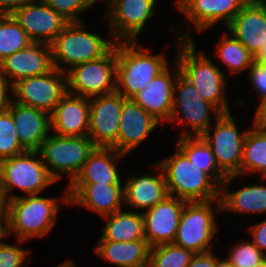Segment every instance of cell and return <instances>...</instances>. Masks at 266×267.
<instances>
[{
    "mask_svg": "<svg viewBox=\"0 0 266 267\" xmlns=\"http://www.w3.org/2000/svg\"><path fill=\"white\" fill-rule=\"evenodd\" d=\"M146 1H149V2H151L154 6L156 5V3H157V0H146Z\"/></svg>",
    "mask_w": 266,
    "mask_h": 267,
    "instance_id": "cell-50",
    "label": "cell"
},
{
    "mask_svg": "<svg viewBox=\"0 0 266 267\" xmlns=\"http://www.w3.org/2000/svg\"><path fill=\"white\" fill-rule=\"evenodd\" d=\"M157 163L163 170L168 195L186 202L220 199V186L206 172L193 165L177 146L173 155Z\"/></svg>",
    "mask_w": 266,
    "mask_h": 267,
    "instance_id": "cell-5",
    "label": "cell"
},
{
    "mask_svg": "<svg viewBox=\"0 0 266 267\" xmlns=\"http://www.w3.org/2000/svg\"><path fill=\"white\" fill-rule=\"evenodd\" d=\"M57 267H77V265L73 263L72 261L67 260L63 262L62 264L58 265Z\"/></svg>",
    "mask_w": 266,
    "mask_h": 267,
    "instance_id": "cell-48",
    "label": "cell"
},
{
    "mask_svg": "<svg viewBox=\"0 0 266 267\" xmlns=\"http://www.w3.org/2000/svg\"><path fill=\"white\" fill-rule=\"evenodd\" d=\"M96 254L117 267H148L150 246L146 239L128 242L99 240Z\"/></svg>",
    "mask_w": 266,
    "mask_h": 267,
    "instance_id": "cell-28",
    "label": "cell"
},
{
    "mask_svg": "<svg viewBox=\"0 0 266 267\" xmlns=\"http://www.w3.org/2000/svg\"><path fill=\"white\" fill-rule=\"evenodd\" d=\"M60 199L39 194L20 195L8 201L7 221L1 232L4 236L15 234L16 240L45 237L56 224L59 201L69 204L68 189ZM59 200V201H58Z\"/></svg>",
    "mask_w": 266,
    "mask_h": 267,
    "instance_id": "cell-1",
    "label": "cell"
},
{
    "mask_svg": "<svg viewBox=\"0 0 266 267\" xmlns=\"http://www.w3.org/2000/svg\"><path fill=\"white\" fill-rule=\"evenodd\" d=\"M7 110L14 119L20 145L26 151H38L51 133L50 114L13 100Z\"/></svg>",
    "mask_w": 266,
    "mask_h": 267,
    "instance_id": "cell-25",
    "label": "cell"
},
{
    "mask_svg": "<svg viewBox=\"0 0 266 267\" xmlns=\"http://www.w3.org/2000/svg\"><path fill=\"white\" fill-rule=\"evenodd\" d=\"M89 111V98L67 93L50 114L52 133L59 136H88Z\"/></svg>",
    "mask_w": 266,
    "mask_h": 267,
    "instance_id": "cell-23",
    "label": "cell"
},
{
    "mask_svg": "<svg viewBox=\"0 0 266 267\" xmlns=\"http://www.w3.org/2000/svg\"><path fill=\"white\" fill-rule=\"evenodd\" d=\"M177 40V61L180 73L199 91L200 96L215 106L221 113H230L225 73L207 57L205 52H196V39ZM214 62V63H213Z\"/></svg>",
    "mask_w": 266,
    "mask_h": 267,
    "instance_id": "cell-2",
    "label": "cell"
},
{
    "mask_svg": "<svg viewBox=\"0 0 266 267\" xmlns=\"http://www.w3.org/2000/svg\"><path fill=\"white\" fill-rule=\"evenodd\" d=\"M56 182L38 151H25L0 161V185L8 201L19 196L11 193L15 188L24 195L40 194Z\"/></svg>",
    "mask_w": 266,
    "mask_h": 267,
    "instance_id": "cell-6",
    "label": "cell"
},
{
    "mask_svg": "<svg viewBox=\"0 0 266 267\" xmlns=\"http://www.w3.org/2000/svg\"><path fill=\"white\" fill-rule=\"evenodd\" d=\"M243 241L236 243L226 258L234 267H254L266 259L251 240Z\"/></svg>",
    "mask_w": 266,
    "mask_h": 267,
    "instance_id": "cell-36",
    "label": "cell"
},
{
    "mask_svg": "<svg viewBox=\"0 0 266 267\" xmlns=\"http://www.w3.org/2000/svg\"><path fill=\"white\" fill-rule=\"evenodd\" d=\"M226 29L254 55L266 42V3L249 0Z\"/></svg>",
    "mask_w": 266,
    "mask_h": 267,
    "instance_id": "cell-21",
    "label": "cell"
},
{
    "mask_svg": "<svg viewBox=\"0 0 266 267\" xmlns=\"http://www.w3.org/2000/svg\"><path fill=\"white\" fill-rule=\"evenodd\" d=\"M215 211L221 212L220 199L205 202H187L180 216L173 244L196 253L211 251V242L218 234Z\"/></svg>",
    "mask_w": 266,
    "mask_h": 267,
    "instance_id": "cell-8",
    "label": "cell"
},
{
    "mask_svg": "<svg viewBox=\"0 0 266 267\" xmlns=\"http://www.w3.org/2000/svg\"><path fill=\"white\" fill-rule=\"evenodd\" d=\"M212 113L219 116L221 112L200 96L195 86L188 81L181 73H179L173 96L172 113L169 122L174 126L187 124L188 131L180 133L182 137H199L211 126Z\"/></svg>",
    "mask_w": 266,
    "mask_h": 267,
    "instance_id": "cell-9",
    "label": "cell"
},
{
    "mask_svg": "<svg viewBox=\"0 0 266 267\" xmlns=\"http://www.w3.org/2000/svg\"><path fill=\"white\" fill-rule=\"evenodd\" d=\"M253 118V125L266 126V97L259 101Z\"/></svg>",
    "mask_w": 266,
    "mask_h": 267,
    "instance_id": "cell-44",
    "label": "cell"
},
{
    "mask_svg": "<svg viewBox=\"0 0 266 267\" xmlns=\"http://www.w3.org/2000/svg\"><path fill=\"white\" fill-rule=\"evenodd\" d=\"M164 53L151 54V50L137 41L117 42L116 91L131 99L170 64Z\"/></svg>",
    "mask_w": 266,
    "mask_h": 267,
    "instance_id": "cell-3",
    "label": "cell"
},
{
    "mask_svg": "<svg viewBox=\"0 0 266 267\" xmlns=\"http://www.w3.org/2000/svg\"><path fill=\"white\" fill-rule=\"evenodd\" d=\"M125 100L117 91L89 99L88 137L97 147H112L117 151L119 120Z\"/></svg>",
    "mask_w": 266,
    "mask_h": 267,
    "instance_id": "cell-15",
    "label": "cell"
},
{
    "mask_svg": "<svg viewBox=\"0 0 266 267\" xmlns=\"http://www.w3.org/2000/svg\"><path fill=\"white\" fill-rule=\"evenodd\" d=\"M215 119L214 132L211 125L201 137L211 148L218 169L226 177L240 176L243 144L247 131L239 132L231 112L221 113Z\"/></svg>",
    "mask_w": 266,
    "mask_h": 267,
    "instance_id": "cell-11",
    "label": "cell"
},
{
    "mask_svg": "<svg viewBox=\"0 0 266 267\" xmlns=\"http://www.w3.org/2000/svg\"><path fill=\"white\" fill-rule=\"evenodd\" d=\"M4 234L0 233V267H27L29 250L21 248L25 241L17 240L16 245L4 242ZM27 262V263H26ZM25 263V264H24Z\"/></svg>",
    "mask_w": 266,
    "mask_h": 267,
    "instance_id": "cell-38",
    "label": "cell"
},
{
    "mask_svg": "<svg viewBox=\"0 0 266 267\" xmlns=\"http://www.w3.org/2000/svg\"><path fill=\"white\" fill-rule=\"evenodd\" d=\"M238 175L227 176L220 185L221 213H266V184H251L237 190L229 189Z\"/></svg>",
    "mask_w": 266,
    "mask_h": 267,
    "instance_id": "cell-26",
    "label": "cell"
},
{
    "mask_svg": "<svg viewBox=\"0 0 266 267\" xmlns=\"http://www.w3.org/2000/svg\"><path fill=\"white\" fill-rule=\"evenodd\" d=\"M119 124L117 151L128 154L148 138L160 122L132 99H126L121 109Z\"/></svg>",
    "mask_w": 266,
    "mask_h": 267,
    "instance_id": "cell-22",
    "label": "cell"
},
{
    "mask_svg": "<svg viewBox=\"0 0 266 267\" xmlns=\"http://www.w3.org/2000/svg\"><path fill=\"white\" fill-rule=\"evenodd\" d=\"M187 202L168 195L146 211L144 218L145 239L150 247L173 243L180 216Z\"/></svg>",
    "mask_w": 266,
    "mask_h": 267,
    "instance_id": "cell-18",
    "label": "cell"
},
{
    "mask_svg": "<svg viewBox=\"0 0 266 267\" xmlns=\"http://www.w3.org/2000/svg\"><path fill=\"white\" fill-rule=\"evenodd\" d=\"M251 241L266 256V219L250 226Z\"/></svg>",
    "mask_w": 266,
    "mask_h": 267,
    "instance_id": "cell-40",
    "label": "cell"
},
{
    "mask_svg": "<svg viewBox=\"0 0 266 267\" xmlns=\"http://www.w3.org/2000/svg\"><path fill=\"white\" fill-rule=\"evenodd\" d=\"M213 251L194 254L186 267H217V254Z\"/></svg>",
    "mask_w": 266,
    "mask_h": 267,
    "instance_id": "cell-41",
    "label": "cell"
},
{
    "mask_svg": "<svg viewBox=\"0 0 266 267\" xmlns=\"http://www.w3.org/2000/svg\"><path fill=\"white\" fill-rule=\"evenodd\" d=\"M257 173L266 175V126L252 125L243 144L240 176Z\"/></svg>",
    "mask_w": 266,
    "mask_h": 267,
    "instance_id": "cell-30",
    "label": "cell"
},
{
    "mask_svg": "<svg viewBox=\"0 0 266 267\" xmlns=\"http://www.w3.org/2000/svg\"><path fill=\"white\" fill-rule=\"evenodd\" d=\"M249 0H176L174 3L179 12L185 16L184 34L178 33L177 29L171 27V32L176 33L175 38L181 40H193L190 37V28L195 27L198 32L204 33L207 29L215 26L220 21L227 26L240 12ZM190 22V23H189ZM189 25H192L189 27Z\"/></svg>",
    "mask_w": 266,
    "mask_h": 267,
    "instance_id": "cell-13",
    "label": "cell"
},
{
    "mask_svg": "<svg viewBox=\"0 0 266 267\" xmlns=\"http://www.w3.org/2000/svg\"><path fill=\"white\" fill-rule=\"evenodd\" d=\"M125 156L112 147H96L71 183H123L117 163Z\"/></svg>",
    "mask_w": 266,
    "mask_h": 267,
    "instance_id": "cell-27",
    "label": "cell"
},
{
    "mask_svg": "<svg viewBox=\"0 0 266 267\" xmlns=\"http://www.w3.org/2000/svg\"><path fill=\"white\" fill-rule=\"evenodd\" d=\"M57 13L63 15L70 22H80V14L90 9L100 0H43ZM80 17V18H79Z\"/></svg>",
    "mask_w": 266,
    "mask_h": 267,
    "instance_id": "cell-37",
    "label": "cell"
},
{
    "mask_svg": "<svg viewBox=\"0 0 266 267\" xmlns=\"http://www.w3.org/2000/svg\"><path fill=\"white\" fill-rule=\"evenodd\" d=\"M247 71H249L251 87L259 95V99H263L266 97V63L261 64L254 61Z\"/></svg>",
    "mask_w": 266,
    "mask_h": 267,
    "instance_id": "cell-39",
    "label": "cell"
},
{
    "mask_svg": "<svg viewBox=\"0 0 266 267\" xmlns=\"http://www.w3.org/2000/svg\"><path fill=\"white\" fill-rule=\"evenodd\" d=\"M53 68L51 47L46 43L32 42L0 62V71L12 85L24 78L47 74Z\"/></svg>",
    "mask_w": 266,
    "mask_h": 267,
    "instance_id": "cell-20",
    "label": "cell"
},
{
    "mask_svg": "<svg viewBox=\"0 0 266 267\" xmlns=\"http://www.w3.org/2000/svg\"><path fill=\"white\" fill-rule=\"evenodd\" d=\"M216 54V57H219V60L232 74L247 71L254 62L253 55L231 34H225L220 38L219 43H217Z\"/></svg>",
    "mask_w": 266,
    "mask_h": 267,
    "instance_id": "cell-32",
    "label": "cell"
},
{
    "mask_svg": "<svg viewBox=\"0 0 266 267\" xmlns=\"http://www.w3.org/2000/svg\"><path fill=\"white\" fill-rule=\"evenodd\" d=\"M109 35L116 42L138 41L147 21L156 15V9L146 0H105Z\"/></svg>",
    "mask_w": 266,
    "mask_h": 267,
    "instance_id": "cell-14",
    "label": "cell"
},
{
    "mask_svg": "<svg viewBox=\"0 0 266 267\" xmlns=\"http://www.w3.org/2000/svg\"><path fill=\"white\" fill-rule=\"evenodd\" d=\"M106 226L99 240L128 242L145 239L144 218L142 212L123 211L122 209L103 217Z\"/></svg>",
    "mask_w": 266,
    "mask_h": 267,
    "instance_id": "cell-29",
    "label": "cell"
},
{
    "mask_svg": "<svg viewBox=\"0 0 266 267\" xmlns=\"http://www.w3.org/2000/svg\"><path fill=\"white\" fill-rule=\"evenodd\" d=\"M217 267H234L226 258H218L217 256Z\"/></svg>",
    "mask_w": 266,
    "mask_h": 267,
    "instance_id": "cell-47",
    "label": "cell"
},
{
    "mask_svg": "<svg viewBox=\"0 0 266 267\" xmlns=\"http://www.w3.org/2000/svg\"><path fill=\"white\" fill-rule=\"evenodd\" d=\"M153 166L158 174L130 175L123 183L124 205L133 211H146L168 196L163 170L158 163Z\"/></svg>",
    "mask_w": 266,
    "mask_h": 267,
    "instance_id": "cell-24",
    "label": "cell"
},
{
    "mask_svg": "<svg viewBox=\"0 0 266 267\" xmlns=\"http://www.w3.org/2000/svg\"><path fill=\"white\" fill-rule=\"evenodd\" d=\"M8 94L10 95L13 94L12 84L9 82L6 76L0 71V112L6 110L12 102L11 98L13 97L12 96L10 97V95Z\"/></svg>",
    "mask_w": 266,
    "mask_h": 267,
    "instance_id": "cell-42",
    "label": "cell"
},
{
    "mask_svg": "<svg viewBox=\"0 0 266 267\" xmlns=\"http://www.w3.org/2000/svg\"><path fill=\"white\" fill-rule=\"evenodd\" d=\"M51 134L43 141L38 152L49 174L57 182L67 174L70 178L69 184L79 174L84 163L97 146L88 136L74 137Z\"/></svg>",
    "mask_w": 266,
    "mask_h": 267,
    "instance_id": "cell-7",
    "label": "cell"
},
{
    "mask_svg": "<svg viewBox=\"0 0 266 267\" xmlns=\"http://www.w3.org/2000/svg\"><path fill=\"white\" fill-rule=\"evenodd\" d=\"M176 146L199 170L206 172L219 186L222 184L226 176L218 169L211 148L201 136L178 138Z\"/></svg>",
    "mask_w": 266,
    "mask_h": 267,
    "instance_id": "cell-31",
    "label": "cell"
},
{
    "mask_svg": "<svg viewBox=\"0 0 266 267\" xmlns=\"http://www.w3.org/2000/svg\"><path fill=\"white\" fill-rule=\"evenodd\" d=\"M174 63V74L168 66L154 77L146 88L131 98L160 123L169 122L172 113L174 87L180 73L177 61Z\"/></svg>",
    "mask_w": 266,
    "mask_h": 267,
    "instance_id": "cell-19",
    "label": "cell"
},
{
    "mask_svg": "<svg viewBox=\"0 0 266 267\" xmlns=\"http://www.w3.org/2000/svg\"><path fill=\"white\" fill-rule=\"evenodd\" d=\"M35 43L51 44L70 23L63 15L49 7L43 0H36L11 14Z\"/></svg>",
    "mask_w": 266,
    "mask_h": 267,
    "instance_id": "cell-16",
    "label": "cell"
},
{
    "mask_svg": "<svg viewBox=\"0 0 266 267\" xmlns=\"http://www.w3.org/2000/svg\"><path fill=\"white\" fill-rule=\"evenodd\" d=\"M8 200L0 185V230H2L7 221Z\"/></svg>",
    "mask_w": 266,
    "mask_h": 267,
    "instance_id": "cell-45",
    "label": "cell"
},
{
    "mask_svg": "<svg viewBox=\"0 0 266 267\" xmlns=\"http://www.w3.org/2000/svg\"><path fill=\"white\" fill-rule=\"evenodd\" d=\"M67 189L69 204L83 206L101 219L124 206L123 183H69Z\"/></svg>",
    "mask_w": 266,
    "mask_h": 267,
    "instance_id": "cell-17",
    "label": "cell"
},
{
    "mask_svg": "<svg viewBox=\"0 0 266 267\" xmlns=\"http://www.w3.org/2000/svg\"><path fill=\"white\" fill-rule=\"evenodd\" d=\"M254 61L257 63H266V42L260 47V49L253 55Z\"/></svg>",
    "mask_w": 266,
    "mask_h": 267,
    "instance_id": "cell-46",
    "label": "cell"
},
{
    "mask_svg": "<svg viewBox=\"0 0 266 267\" xmlns=\"http://www.w3.org/2000/svg\"><path fill=\"white\" fill-rule=\"evenodd\" d=\"M31 43L27 33L11 14L0 17V62Z\"/></svg>",
    "mask_w": 266,
    "mask_h": 267,
    "instance_id": "cell-33",
    "label": "cell"
},
{
    "mask_svg": "<svg viewBox=\"0 0 266 267\" xmlns=\"http://www.w3.org/2000/svg\"><path fill=\"white\" fill-rule=\"evenodd\" d=\"M254 267H266V259L263 262H261L260 264L255 265Z\"/></svg>",
    "mask_w": 266,
    "mask_h": 267,
    "instance_id": "cell-49",
    "label": "cell"
},
{
    "mask_svg": "<svg viewBox=\"0 0 266 267\" xmlns=\"http://www.w3.org/2000/svg\"><path fill=\"white\" fill-rule=\"evenodd\" d=\"M194 253L185 248L169 244L150 247L148 267H186Z\"/></svg>",
    "mask_w": 266,
    "mask_h": 267,
    "instance_id": "cell-34",
    "label": "cell"
},
{
    "mask_svg": "<svg viewBox=\"0 0 266 267\" xmlns=\"http://www.w3.org/2000/svg\"><path fill=\"white\" fill-rule=\"evenodd\" d=\"M68 93L93 98L116 91L117 42L103 57L80 63L67 72Z\"/></svg>",
    "mask_w": 266,
    "mask_h": 267,
    "instance_id": "cell-10",
    "label": "cell"
},
{
    "mask_svg": "<svg viewBox=\"0 0 266 267\" xmlns=\"http://www.w3.org/2000/svg\"><path fill=\"white\" fill-rule=\"evenodd\" d=\"M108 36L87 31L84 21L70 22L50 44L53 67L67 72L77 64L105 56L116 44Z\"/></svg>",
    "mask_w": 266,
    "mask_h": 267,
    "instance_id": "cell-4",
    "label": "cell"
},
{
    "mask_svg": "<svg viewBox=\"0 0 266 267\" xmlns=\"http://www.w3.org/2000/svg\"><path fill=\"white\" fill-rule=\"evenodd\" d=\"M14 102L51 114L68 93L67 73L53 68L40 76L21 79L12 85Z\"/></svg>",
    "mask_w": 266,
    "mask_h": 267,
    "instance_id": "cell-12",
    "label": "cell"
},
{
    "mask_svg": "<svg viewBox=\"0 0 266 267\" xmlns=\"http://www.w3.org/2000/svg\"><path fill=\"white\" fill-rule=\"evenodd\" d=\"M25 151L19 143L11 113L7 109L0 112V161Z\"/></svg>",
    "mask_w": 266,
    "mask_h": 267,
    "instance_id": "cell-35",
    "label": "cell"
},
{
    "mask_svg": "<svg viewBox=\"0 0 266 267\" xmlns=\"http://www.w3.org/2000/svg\"><path fill=\"white\" fill-rule=\"evenodd\" d=\"M36 0H0V12L3 15L12 14L15 10Z\"/></svg>",
    "mask_w": 266,
    "mask_h": 267,
    "instance_id": "cell-43",
    "label": "cell"
}]
</instances>
